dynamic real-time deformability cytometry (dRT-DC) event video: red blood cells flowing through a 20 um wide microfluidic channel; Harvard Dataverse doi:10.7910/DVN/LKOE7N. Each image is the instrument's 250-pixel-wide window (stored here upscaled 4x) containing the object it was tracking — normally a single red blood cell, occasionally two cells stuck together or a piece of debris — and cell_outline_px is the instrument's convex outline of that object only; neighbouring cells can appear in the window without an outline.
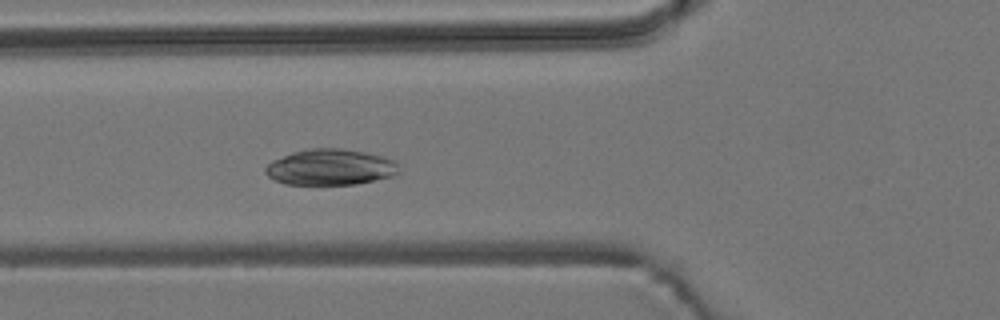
{"species": "common noctule bat (a hibernating species)", "species_latin": "Nyctalus noctula", "temperature_condition": "room temperature", "stored_images_in_passage": 3, "camera_frame_rate_fps": 3000, "um_per_image_px": 0.085, "animal": {"sex": "male", "body_mass_g": 19.2, "forearm_length_mm": 51.8}, "frame": {"image": 1, "passage_image": 3, "time_ms": 0.667, "image_size_px": [1000, 320], "cell_outline_px": [[400, 172], [392, 176], [356, 184], [284, 184], [268, 176], [264, 172], [264, 168], [272, 160], [292, 152], [308, 148], [340, 148], [364, 152], [380, 156], [392, 160], [396, 164]], "centroid_in_image_um": [28.03, 14.2], "position_along_channel_um": 97.8, "area_um2": 27.8}}